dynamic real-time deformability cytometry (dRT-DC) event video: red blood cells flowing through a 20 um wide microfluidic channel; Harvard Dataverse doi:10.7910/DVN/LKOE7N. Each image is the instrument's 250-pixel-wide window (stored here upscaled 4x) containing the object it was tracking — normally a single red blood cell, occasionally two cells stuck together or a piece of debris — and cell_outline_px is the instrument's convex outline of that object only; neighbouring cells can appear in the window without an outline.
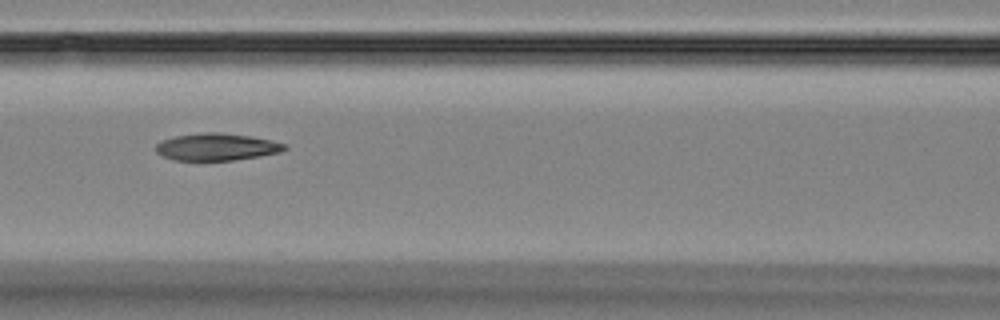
{"species": "Egyptian fruit bat (a non-hibernating species)", "species_latin": "Rousettus aegyptiacus", "temperature_condition": "room temperature", "stored_images_in_passage": 4, "camera_frame_rate_fps": 3000, "um_per_image_px": 0.085, "animal": {"sex": "female"}, "frame": {"image": 1, "passage_image": 3, "time_ms": 2.0, "image_size_px": [1000, 320], "cell_outline_px": [[288, 148], [280, 152], [260, 156], [232, 160], [172, 160], [156, 152], [156, 144], [164, 140], [176, 136], [200, 132], [220, 132], [252, 136], [272, 140], [288, 144]], "centroid_in_image_um": [18.46, 12.48], "position_along_channel_um": 148.1, "area_um2": 20.46}}
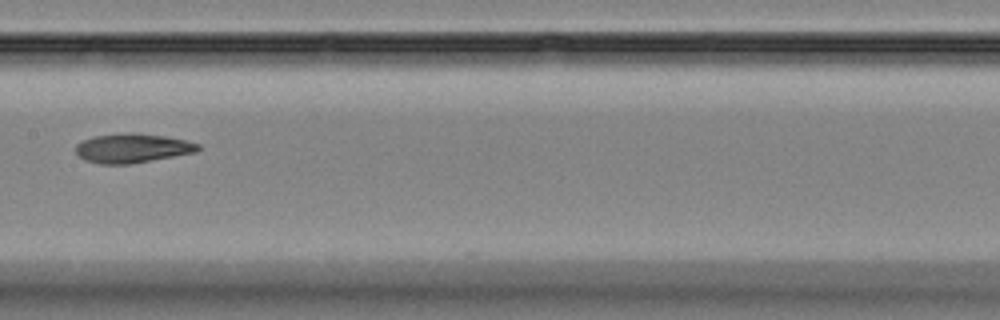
{"frame": {"image": 2, "passage_image": 4, "time_ms": 3.333, "image_size_px": [1000, 320], "cell_outline_px": [[200, 148], [196, 152], [128, 164], [100, 164], [84, 160], [76, 152], [76, 144], [92, 136], [124, 132], [136, 132], [164, 136], [184, 140], [200, 144]], "centroid_in_image_um": [11.22, 12.58], "position_along_channel_um": 196.2, "area_um2": 20.81}}